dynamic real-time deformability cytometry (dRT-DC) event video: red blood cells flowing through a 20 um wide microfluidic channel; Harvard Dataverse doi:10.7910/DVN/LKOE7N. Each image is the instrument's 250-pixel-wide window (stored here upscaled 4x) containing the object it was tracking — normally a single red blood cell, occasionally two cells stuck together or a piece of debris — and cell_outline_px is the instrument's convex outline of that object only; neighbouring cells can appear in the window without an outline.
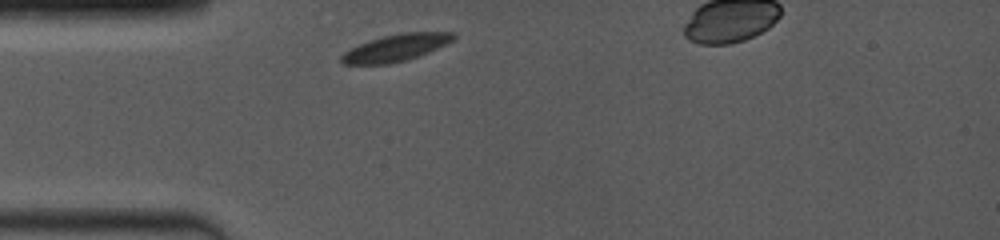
{"species": "common noctule bat (a hibernating species)", "species_latin": "Nyctalus noctula", "temperature_condition": "room temperature", "stored_images_in_passage": 5, "segment_of_instrument_passage": [1, 2], "camera_frame_rate_fps": 4000, "um_per_image_px": 0.085, "animal": {"sex": "female", "body_mass_g": 19.0, "forearm_length_mm": 53.3}, "frame": {"image": 1, "passage_image": 1, "time_ms": 0.0, "image_size_px": [1000, 240], "cell_outline_px": [[456, 36], [452, 40], [428, 52], [408, 60], [388, 64], [344, 64], [340, 60], [340, 56], [344, 52], [368, 40], [384, 36], [404, 32], [456, 32]], "centroid_in_image_um": [33.63, 4.06], "position_along_channel_um": 51.4, "area_um2": 17.4}}
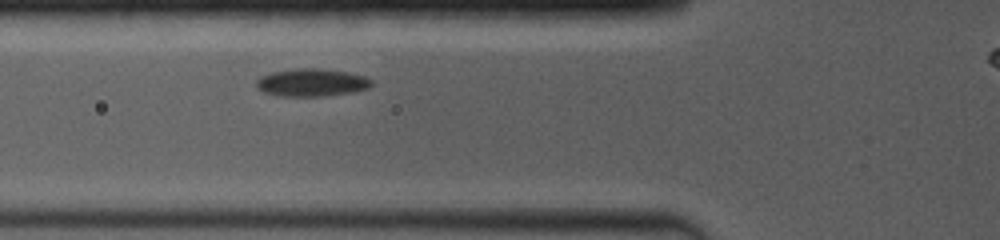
{"frame": {"image": 2, "passage_image": 4, "time_ms": 1.5, "image_size_px": [1000, 240], "cell_outline_px": [[372, 84], [368, 88], [352, 92], [324, 96], [276, 96], [264, 92], [256, 88], [256, 80], [260, 76], [272, 72], [296, 68], [316, 68], [348, 72], [364, 76], [372, 80]], "centroid_in_image_um": [26.45, 7.02], "position_along_channel_um": 99.3, "area_um2": 18.67}}